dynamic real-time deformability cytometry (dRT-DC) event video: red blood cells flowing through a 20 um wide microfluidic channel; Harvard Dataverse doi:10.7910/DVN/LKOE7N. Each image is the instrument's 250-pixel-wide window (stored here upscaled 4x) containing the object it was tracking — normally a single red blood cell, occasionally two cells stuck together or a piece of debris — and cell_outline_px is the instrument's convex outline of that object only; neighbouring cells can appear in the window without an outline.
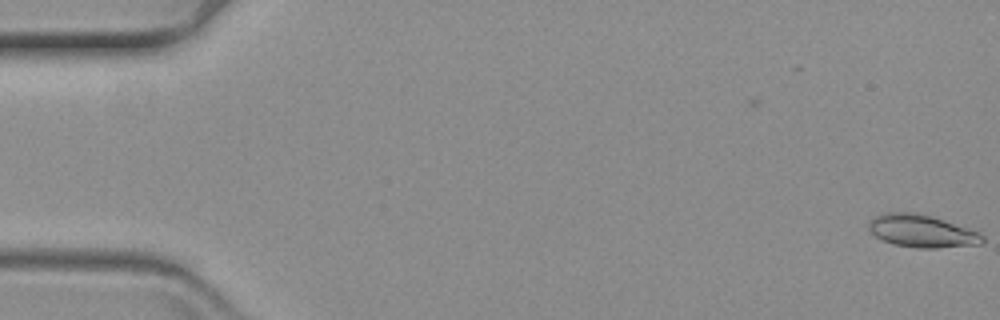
{"species": "common noctule bat (a hibernating species)", "species_latin": "Nyctalus noctula", "temperature_condition": "warm", "stored_images_in_passage": 2, "camera_frame_rate_fps": 3000, "um_per_image_px": 0.085, "animal": {"sex": "female", "body_mass_g": 19.3, "forearm_length_mm": 54.1}, "frame": {"image": 1, "passage_image": 2, "time_ms": 0.333, "image_size_px": [1000, 320], "cell_outline_px": [[984, 240], [980, 244], [936, 248], [916, 248], [892, 244], [876, 236], [868, 228], [868, 224], [876, 216], [884, 212], [916, 212], [932, 216], [980, 232], [984, 236]], "centroid_in_image_um": [78.36, 19.64], "position_along_channel_um": 6.6, "area_um2": 21.56}}